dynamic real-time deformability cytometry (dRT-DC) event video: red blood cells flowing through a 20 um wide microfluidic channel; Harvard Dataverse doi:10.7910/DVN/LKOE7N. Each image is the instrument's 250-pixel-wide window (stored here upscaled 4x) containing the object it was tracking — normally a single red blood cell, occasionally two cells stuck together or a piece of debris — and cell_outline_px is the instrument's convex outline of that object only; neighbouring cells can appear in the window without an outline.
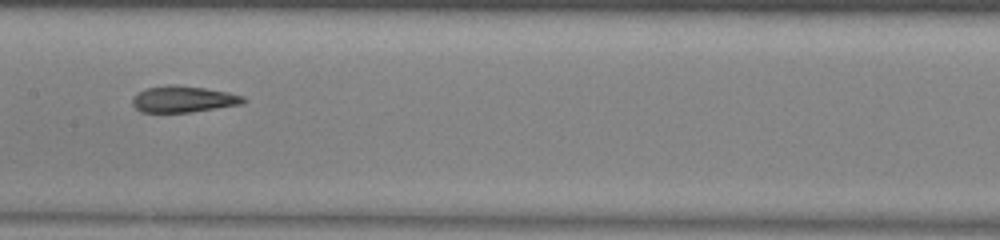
{"species": "common noctule bat (a hibernating species)", "species_latin": "Nyctalus noctula", "temperature_condition": "warm", "stored_images_in_passage": 37, "camera_frame_rate_fps": 3000, "um_per_image_px": 0.085, "animal": {"sex": "male", "body_mass_g": 13.0, "forearm_length_mm": 53.1}, "frame": {"image": 1, "passage_image": 11, "time_ms": 3.333, "image_size_px": [1000, 240], "cell_outline_px": [[248, 100], [244, 104], [188, 112], [140, 112], [132, 104], [132, 96], [136, 92], [148, 88], [204, 88], [228, 92], [244, 96]], "centroid_in_image_um": [15.62, 8.48], "position_along_channel_um": 191.8, "area_um2": 16.3}, "authors_computed_cell_mechanics": {"area_um2": 17.8024, "velocity_mm_per_s": 3.9681, "shape_relaxation_time_tau1_ms": 10.6459, "shape_relaxation_time_tau2_ms": 2.2743, "deformation_change_tau1": 0.2998, "deformation_change_tau2": 0.1005}}